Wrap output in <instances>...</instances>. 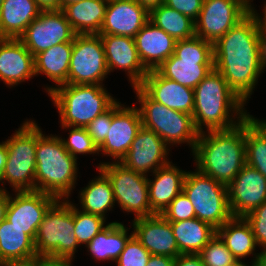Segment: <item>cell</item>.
Masks as SVG:
<instances>
[{"mask_svg":"<svg viewBox=\"0 0 266 266\" xmlns=\"http://www.w3.org/2000/svg\"><path fill=\"white\" fill-rule=\"evenodd\" d=\"M262 26L260 14L253 8L213 44L214 69L245 103L264 73L259 52Z\"/></svg>","mask_w":266,"mask_h":266,"instance_id":"obj_1","label":"cell"},{"mask_svg":"<svg viewBox=\"0 0 266 266\" xmlns=\"http://www.w3.org/2000/svg\"><path fill=\"white\" fill-rule=\"evenodd\" d=\"M246 119L225 130L199 133L192 155L196 169L228 185L246 164Z\"/></svg>","mask_w":266,"mask_h":266,"instance_id":"obj_2","label":"cell"},{"mask_svg":"<svg viewBox=\"0 0 266 266\" xmlns=\"http://www.w3.org/2000/svg\"><path fill=\"white\" fill-rule=\"evenodd\" d=\"M194 96L192 117L199 133L230 129L250 115L246 103L215 69L194 88Z\"/></svg>","mask_w":266,"mask_h":266,"instance_id":"obj_3","label":"cell"},{"mask_svg":"<svg viewBox=\"0 0 266 266\" xmlns=\"http://www.w3.org/2000/svg\"><path fill=\"white\" fill-rule=\"evenodd\" d=\"M77 159L65 148L61 137L43 134L37 124L35 191L68 200L77 184Z\"/></svg>","mask_w":266,"mask_h":266,"instance_id":"obj_4","label":"cell"},{"mask_svg":"<svg viewBox=\"0 0 266 266\" xmlns=\"http://www.w3.org/2000/svg\"><path fill=\"white\" fill-rule=\"evenodd\" d=\"M48 96L58 110L61 126L85 128L117 101L104 85L97 84H64Z\"/></svg>","mask_w":266,"mask_h":266,"instance_id":"obj_5","label":"cell"},{"mask_svg":"<svg viewBox=\"0 0 266 266\" xmlns=\"http://www.w3.org/2000/svg\"><path fill=\"white\" fill-rule=\"evenodd\" d=\"M6 146V164L0 184L7 181L14 192L35 191L37 123L27 119L11 137Z\"/></svg>","mask_w":266,"mask_h":266,"instance_id":"obj_6","label":"cell"},{"mask_svg":"<svg viewBox=\"0 0 266 266\" xmlns=\"http://www.w3.org/2000/svg\"><path fill=\"white\" fill-rule=\"evenodd\" d=\"M213 69V44L194 35L178 40L174 54L157 71L167 79L194 89Z\"/></svg>","mask_w":266,"mask_h":266,"instance_id":"obj_7","label":"cell"},{"mask_svg":"<svg viewBox=\"0 0 266 266\" xmlns=\"http://www.w3.org/2000/svg\"><path fill=\"white\" fill-rule=\"evenodd\" d=\"M139 102L142 126L155 132L170 147L187 144L193 152L198 140L193 117L152 100L139 86L132 87Z\"/></svg>","mask_w":266,"mask_h":266,"instance_id":"obj_8","label":"cell"},{"mask_svg":"<svg viewBox=\"0 0 266 266\" xmlns=\"http://www.w3.org/2000/svg\"><path fill=\"white\" fill-rule=\"evenodd\" d=\"M74 203L56 200L43 216L34 245L37 255L71 258L80 246L74 233Z\"/></svg>","mask_w":266,"mask_h":266,"instance_id":"obj_9","label":"cell"},{"mask_svg":"<svg viewBox=\"0 0 266 266\" xmlns=\"http://www.w3.org/2000/svg\"><path fill=\"white\" fill-rule=\"evenodd\" d=\"M183 192L192 203L196 218L210 224L216 230L232 217L227 185L197 169L186 172Z\"/></svg>","mask_w":266,"mask_h":266,"instance_id":"obj_10","label":"cell"},{"mask_svg":"<svg viewBox=\"0 0 266 266\" xmlns=\"http://www.w3.org/2000/svg\"><path fill=\"white\" fill-rule=\"evenodd\" d=\"M110 180L115 203L134 219L154 215L148 193V176L126 168L120 162H100L97 166Z\"/></svg>","mask_w":266,"mask_h":266,"instance_id":"obj_11","label":"cell"},{"mask_svg":"<svg viewBox=\"0 0 266 266\" xmlns=\"http://www.w3.org/2000/svg\"><path fill=\"white\" fill-rule=\"evenodd\" d=\"M109 70L99 34H76L68 71V84L104 85Z\"/></svg>","mask_w":266,"mask_h":266,"instance_id":"obj_12","label":"cell"},{"mask_svg":"<svg viewBox=\"0 0 266 266\" xmlns=\"http://www.w3.org/2000/svg\"><path fill=\"white\" fill-rule=\"evenodd\" d=\"M253 8L247 0H204L195 35L215 44Z\"/></svg>","mask_w":266,"mask_h":266,"instance_id":"obj_13","label":"cell"},{"mask_svg":"<svg viewBox=\"0 0 266 266\" xmlns=\"http://www.w3.org/2000/svg\"><path fill=\"white\" fill-rule=\"evenodd\" d=\"M76 33L62 10L41 11L19 38L35 57L59 43L73 42Z\"/></svg>","mask_w":266,"mask_h":266,"instance_id":"obj_14","label":"cell"},{"mask_svg":"<svg viewBox=\"0 0 266 266\" xmlns=\"http://www.w3.org/2000/svg\"><path fill=\"white\" fill-rule=\"evenodd\" d=\"M141 127L138 107L125 106L117 100L112 105L111 127L105 141L98 147L99 154L113 157L112 162H121Z\"/></svg>","mask_w":266,"mask_h":266,"instance_id":"obj_15","label":"cell"},{"mask_svg":"<svg viewBox=\"0 0 266 266\" xmlns=\"http://www.w3.org/2000/svg\"><path fill=\"white\" fill-rule=\"evenodd\" d=\"M170 148L155 132L142 126L120 163L148 176L171 162L168 158Z\"/></svg>","mask_w":266,"mask_h":266,"instance_id":"obj_16","label":"cell"},{"mask_svg":"<svg viewBox=\"0 0 266 266\" xmlns=\"http://www.w3.org/2000/svg\"><path fill=\"white\" fill-rule=\"evenodd\" d=\"M227 187L228 204L233 217H245L266 202V178L247 164Z\"/></svg>","mask_w":266,"mask_h":266,"instance_id":"obj_17","label":"cell"},{"mask_svg":"<svg viewBox=\"0 0 266 266\" xmlns=\"http://www.w3.org/2000/svg\"><path fill=\"white\" fill-rule=\"evenodd\" d=\"M56 200L54 196L39 191L14 192L10 194L6 220L34 240L43 216Z\"/></svg>","mask_w":266,"mask_h":266,"instance_id":"obj_18","label":"cell"},{"mask_svg":"<svg viewBox=\"0 0 266 266\" xmlns=\"http://www.w3.org/2000/svg\"><path fill=\"white\" fill-rule=\"evenodd\" d=\"M109 73L123 70L129 77L131 87L141 84L149 72L140 60L135 40L130 36L100 35Z\"/></svg>","mask_w":266,"mask_h":266,"instance_id":"obj_19","label":"cell"},{"mask_svg":"<svg viewBox=\"0 0 266 266\" xmlns=\"http://www.w3.org/2000/svg\"><path fill=\"white\" fill-rule=\"evenodd\" d=\"M133 234L152 255L176 258L179 252L170 222L161 214L132 220Z\"/></svg>","mask_w":266,"mask_h":266,"instance_id":"obj_20","label":"cell"},{"mask_svg":"<svg viewBox=\"0 0 266 266\" xmlns=\"http://www.w3.org/2000/svg\"><path fill=\"white\" fill-rule=\"evenodd\" d=\"M149 19V11L135 0H108L99 35L134 38Z\"/></svg>","mask_w":266,"mask_h":266,"instance_id":"obj_21","label":"cell"},{"mask_svg":"<svg viewBox=\"0 0 266 266\" xmlns=\"http://www.w3.org/2000/svg\"><path fill=\"white\" fill-rule=\"evenodd\" d=\"M139 87L152 100L173 110L193 114L194 89L163 77L157 70L149 71Z\"/></svg>","mask_w":266,"mask_h":266,"instance_id":"obj_22","label":"cell"},{"mask_svg":"<svg viewBox=\"0 0 266 266\" xmlns=\"http://www.w3.org/2000/svg\"><path fill=\"white\" fill-rule=\"evenodd\" d=\"M35 75L34 56L20 39L0 38V81L14 87Z\"/></svg>","mask_w":266,"mask_h":266,"instance_id":"obj_23","label":"cell"},{"mask_svg":"<svg viewBox=\"0 0 266 266\" xmlns=\"http://www.w3.org/2000/svg\"><path fill=\"white\" fill-rule=\"evenodd\" d=\"M136 49L143 66L148 70L157 68L172 54L176 40L150 20L134 37Z\"/></svg>","mask_w":266,"mask_h":266,"instance_id":"obj_24","label":"cell"},{"mask_svg":"<svg viewBox=\"0 0 266 266\" xmlns=\"http://www.w3.org/2000/svg\"><path fill=\"white\" fill-rule=\"evenodd\" d=\"M172 161L157 169L154 178H148V193L151 210L162 214L169 204L183 191L186 170L179 169Z\"/></svg>","mask_w":266,"mask_h":266,"instance_id":"obj_25","label":"cell"},{"mask_svg":"<svg viewBox=\"0 0 266 266\" xmlns=\"http://www.w3.org/2000/svg\"><path fill=\"white\" fill-rule=\"evenodd\" d=\"M216 233L224 241L235 259L242 260L253 255L250 263L257 265L261 252L255 253L258 245L252 227L245 217L232 216L216 230Z\"/></svg>","mask_w":266,"mask_h":266,"instance_id":"obj_26","label":"cell"},{"mask_svg":"<svg viewBox=\"0 0 266 266\" xmlns=\"http://www.w3.org/2000/svg\"><path fill=\"white\" fill-rule=\"evenodd\" d=\"M72 48L73 42L59 43L34 57L35 75H46L49 80L55 83V87H45L48 94L54 88L68 84Z\"/></svg>","mask_w":266,"mask_h":266,"instance_id":"obj_27","label":"cell"},{"mask_svg":"<svg viewBox=\"0 0 266 266\" xmlns=\"http://www.w3.org/2000/svg\"><path fill=\"white\" fill-rule=\"evenodd\" d=\"M41 11L35 0H4L0 9V38L19 39Z\"/></svg>","mask_w":266,"mask_h":266,"instance_id":"obj_28","label":"cell"},{"mask_svg":"<svg viewBox=\"0 0 266 266\" xmlns=\"http://www.w3.org/2000/svg\"><path fill=\"white\" fill-rule=\"evenodd\" d=\"M108 0H81L62 8L76 34H99Z\"/></svg>","mask_w":266,"mask_h":266,"instance_id":"obj_29","label":"cell"},{"mask_svg":"<svg viewBox=\"0 0 266 266\" xmlns=\"http://www.w3.org/2000/svg\"><path fill=\"white\" fill-rule=\"evenodd\" d=\"M130 227L122 222H109L85 247L95 261L115 262L123 251L126 242L133 235V229L128 235Z\"/></svg>","mask_w":266,"mask_h":266,"instance_id":"obj_30","label":"cell"},{"mask_svg":"<svg viewBox=\"0 0 266 266\" xmlns=\"http://www.w3.org/2000/svg\"><path fill=\"white\" fill-rule=\"evenodd\" d=\"M170 225L181 254H199L216 234L215 228L198 218L170 222Z\"/></svg>","mask_w":266,"mask_h":266,"instance_id":"obj_31","label":"cell"},{"mask_svg":"<svg viewBox=\"0 0 266 266\" xmlns=\"http://www.w3.org/2000/svg\"><path fill=\"white\" fill-rule=\"evenodd\" d=\"M98 170L99 175L79 191V203L82 212L106 219V213L113 210L116 203L110 180L100 169Z\"/></svg>","mask_w":266,"mask_h":266,"instance_id":"obj_32","label":"cell"},{"mask_svg":"<svg viewBox=\"0 0 266 266\" xmlns=\"http://www.w3.org/2000/svg\"><path fill=\"white\" fill-rule=\"evenodd\" d=\"M37 256L34 240L6 219L0 223V264Z\"/></svg>","mask_w":266,"mask_h":266,"instance_id":"obj_33","label":"cell"},{"mask_svg":"<svg viewBox=\"0 0 266 266\" xmlns=\"http://www.w3.org/2000/svg\"><path fill=\"white\" fill-rule=\"evenodd\" d=\"M246 164L266 178V120L249 115L246 118Z\"/></svg>","mask_w":266,"mask_h":266,"instance_id":"obj_34","label":"cell"},{"mask_svg":"<svg viewBox=\"0 0 266 266\" xmlns=\"http://www.w3.org/2000/svg\"><path fill=\"white\" fill-rule=\"evenodd\" d=\"M149 20L176 41L195 35V21L162 4L149 12Z\"/></svg>","mask_w":266,"mask_h":266,"instance_id":"obj_35","label":"cell"},{"mask_svg":"<svg viewBox=\"0 0 266 266\" xmlns=\"http://www.w3.org/2000/svg\"><path fill=\"white\" fill-rule=\"evenodd\" d=\"M79 209L78 204H74V233L79 245L86 246L107 224L103 217Z\"/></svg>","mask_w":266,"mask_h":266,"instance_id":"obj_36","label":"cell"},{"mask_svg":"<svg viewBox=\"0 0 266 266\" xmlns=\"http://www.w3.org/2000/svg\"><path fill=\"white\" fill-rule=\"evenodd\" d=\"M63 129H69V137L62 138L61 141L64 148L76 159L77 155L82 154H99V149L97 145L93 142V139L88 134L85 127H73V126H61Z\"/></svg>","mask_w":266,"mask_h":266,"instance_id":"obj_37","label":"cell"},{"mask_svg":"<svg viewBox=\"0 0 266 266\" xmlns=\"http://www.w3.org/2000/svg\"><path fill=\"white\" fill-rule=\"evenodd\" d=\"M204 266H226L236 260L216 233L199 253Z\"/></svg>","mask_w":266,"mask_h":266,"instance_id":"obj_38","label":"cell"},{"mask_svg":"<svg viewBox=\"0 0 266 266\" xmlns=\"http://www.w3.org/2000/svg\"><path fill=\"white\" fill-rule=\"evenodd\" d=\"M150 256V252L133 234L126 242L115 263L117 266H146Z\"/></svg>","mask_w":266,"mask_h":266,"instance_id":"obj_39","label":"cell"},{"mask_svg":"<svg viewBox=\"0 0 266 266\" xmlns=\"http://www.w3.org/2000/svg\"><path fill=\"white\" fill-rule=\"evenodd\" d=\"M161 215L169 222L196 218L193 205L183 191L176 196Z\"/></svg>","mask_w":266,"mask_h":266,"instance_id":"obj_40","label":"cell"},{"mask_svg":"<svg viewBox=\"0 0 266 266\" xmlns=\"http://www.w3.org/2000/svg\"><path fill=\"white\" fill-rule=\"evenodd\" d=\"M250 223L258 247L266 249V202L245 216Z\"/></svg>","mask_w":266,"mask_h":266,"instance_id":"obj_41","label":"cell"},{"mask_svg":"<svg viewBox=\"0 0 266 266\" xmlns=\"http://www.w3.org/2000/svg\"><path fill=\"white\" fill-rule=\"evenodd\" d=\"M112 122V106L103 114L97 116L91 121L86 129L88 134L93 139V142L99 147L106 139L108 130Z\"/></svg>","mask_w":266,"mask_h":266,"instance_id":"obj_42","label":"cell"},{"mask_svg":"<svg viewBox=\"0 0 266 266\" xmlns=\"http://www.w3.org/2000/svg\"><path fill=\"white\" fill-rule=\"evenodd\" d=\"M203 2L204 0H165L164 4L196 21L202 9Z\"/></svg>","mask_w":266,"mask_h":266,"instance_id":"obj_43","label":"cell"},{"mask_svg":"<svg viewBox=\"0 0 266 266\" xmlns=\"http://www.w3.org/2000/svg\"><path fill=\"white\" fill-rule=\"evenodd\" d=\"M72 262L71 258L37 255V266H72Z\"/></svg>","mask_w":266,"mask_h":266,"instance_id":"obj_44","label":"cell"},{"mask_svg":"<svg viewBox=\"0 0 266 266\" xmlns=\"http://www.w3.org/2000/svg\"><path fill=\"white\" fill-rule=\"evenodd\" d=\"M174 266H204L199 254H180L175 258Z\"/></svg>","mask_w":266,"mask_h":266,"instance_id":"obj_45","label":"cell"},{"mask_svg":"<svg viewBox=\"0 0 266 266\" xmlns=\"http://www.w3.org/2000/svg\"><path fill=\"white\" fill-rule=\"evenodd\" d=\"M175 258L165 255H152L150 256L146 266H174Z\"/></svg>","mask_w":266,"mask_h":266,"instance_id":"obj_46","label":"cell"},{"mask_svg":"<svg viewBox=\"0 0 266 266\" xmlns=\"http://www.w3.org/2000/svg\"><path fill=\"white\" fill-rule=\"evenodd\" d=\"M1 186L0 189V223L6 219L7 209L10 200V192L6 190V187Z\"/></svg>","mask_w":266,"mask_h":266,"instance_id":"obj_47","label":"cell"},{"mask_svg":"<svg viewBox=\"0 0 266 266\" xmlns=\"http://www.w3.org/2000/svg\"><path fill=\"white\" fill-rule=\"evenodd\" d=\"M259 52L262 68L264 71H266V29L263 26L259 35Z\"/></svg>","mask_w":266,"mask_h":266,"instance_id":"obj_48","label":"cell"},{"mask_svg":"<svg viewBox=\"0 0 266 266\" xmlns=\"http://www.w3.org/2000/svg\"><path fill=\"white\" fill-rule=\"evenodd\" d=\"M42 11L61 10V0H35Z\"/></svg>","mask_w":266,"mask_h":266,"instance_id":"obj_49","label":"cell"},{"mask_svg":"<svg viewBox=\"0 0 266 266\" xmlns=\"http://www.w3.org/2000/svg\"><path fill=\"white\" fill-rule=\"evenodd\" d=\"M0 266H37V256L27 260L6 261Z\"/></svg>","mask_w":266,"mask_h":266,"instance_id":"obj_50","label":"cell"},{"mask_svg":"<svg viewBox=\"0 0 266 266\" xmlns=\"http://www.w3.org/2000/svg\"><path fill=\"white\" fill-rule=\"evenodd\" d=\"M135 1L150 12L152 9L164 4L165 0H135Z\"/></svg>","mask_w":266,"mask_h":266,"instance_id":"obj_51","label":"cell"},{"mask_svg":"<svg viewBox=\"0 0 266 266\" xmlns=\"http://www.w3.org/2000/svg\"><path fill=\"white\" fill-rule=\"evenodd\" d=\"M6 157H7L6 146L5 143L2 141L0 142V181H1L2 172L4 170V166L6 164Z\"/></svg>","mask_w":266,"mask_h":266,"instance_id":"obj_52","label":"cell"},{"mask_svg":"<svg viewBox=\"0 0 266 266\" xmlns=\"http://www.w3.org/2000/svg\"><path fill=\"white\" fill-rule=\"evenodd\" d=\"M259 260L256 266H266V249L260 251Z\"/></svg>","mask_w":266,"mask_h":266,"instance_id":"obj_53","label":"cell"},{"mask_svg":"<svg viewBox=\"0 0 266 266\" xmlns=\"http://www.w3.org/2000/svg\"><path fill=\"white\" fill-rule=\"evenodd\" d=\"M226 266H255L254 264H246L245 262H243L242 260H234L231 264H228Z\"/></svg>","mask_w":266,"mask_h":266,"instance_id":"obj_54","label":"cell"},{"mask_svg":"<svg viewBox=\"0 0 266 266\" xmlns=\"http://www.w3.org/2000/svg\"><path fill=\"white\" fill-rule=\"evenodd\" d=\"M263 10H264L262 12L263 14H262V16L260 15V17H261V20H262L263 27L266 29V2L264 3Z\"/></svg>","mask_w":266,"mask_h":266,"instance_id":"obj_55","label":"cell"},{"mask_svg":"<svg viewBox=\"0 0 266 266\" xmlns=\"http://www.w3.org/2000/svg\"><path fill=\"white\" fill-rule=\"evenodd\" d=\"M75 1H81V0H61V10H62V8H63L65 5H67V4H69V3H72V2H75Z\"/></svg>","mask_w":266,"mask_h":266,"instance_id":"obj_56","label":"cell"},{"mask_svg":"<svg viewBox=\"0 0 266 266\" xmlns=\"http://www.w3.org/2000/svg\"><path fill=\"white\" fill-rule=\"evenodd\" d=\"M247 2L252 6L251 2H253V0H247Z\"/></svg>","mask_w":266,"mask_h":266,"instance_id":"obj_57","label":"cell"},{"mask_svg":"<svg viewBox=\"0 0 266 266\" xmlns=\"http://www.w3.org/2000/svg\"><path fill=\"white\" fill-rule=\"evenodd\" d=\"M3 1H4V0H0V9H1V6H2Z\"/></svg>","mask_w":266,"mask_h":266,"instance_id":"obj_58","label":"cell"}]
</instances>
